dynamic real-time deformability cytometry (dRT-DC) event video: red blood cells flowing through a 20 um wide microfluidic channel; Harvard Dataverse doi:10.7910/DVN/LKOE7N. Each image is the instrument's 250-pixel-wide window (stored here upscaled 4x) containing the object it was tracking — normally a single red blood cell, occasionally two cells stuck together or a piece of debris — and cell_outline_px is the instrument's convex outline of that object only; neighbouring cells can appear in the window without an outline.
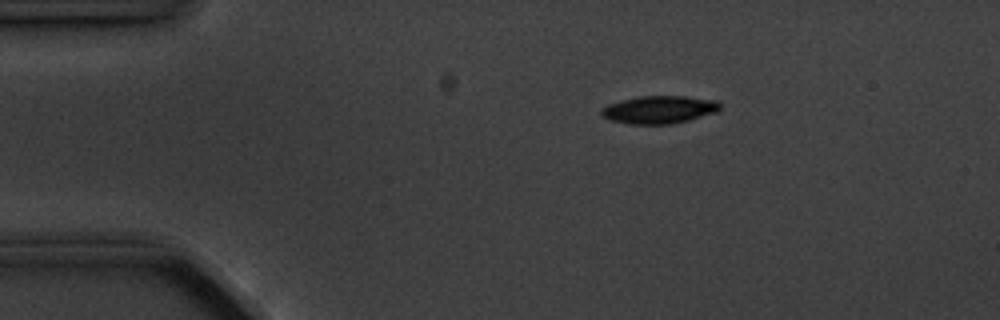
{"species": "common noctule bat (a hibernating species)", "species_latin": "Nyctalus noctula", "temperature_condition": "cold", "stored_images_in_passage": 4, "camera_frame_rate_fps": 3000, "um_per_image_px": 0.085, "animal": {"sex": "male", "body_mass_g": 20.1, "forearm_length_mm": 53.5}, "frame": {"image": 1, "passage_image": 2, "time_ms": 1.0, "image_size_px": [1000, 320], "cell_outline_px": [[720, 108], [716, 112], [688, 120], [668, 124], [628, 124], [608, 120], [600, 116], [600, 108], [608, 104], [620, 100], [640, 96], [684, 96], [720, 100]], "centroid_in_image_um": [55.98, 9.31], "position_along_channel_um": 29.0, "area_um2": 19.42}}